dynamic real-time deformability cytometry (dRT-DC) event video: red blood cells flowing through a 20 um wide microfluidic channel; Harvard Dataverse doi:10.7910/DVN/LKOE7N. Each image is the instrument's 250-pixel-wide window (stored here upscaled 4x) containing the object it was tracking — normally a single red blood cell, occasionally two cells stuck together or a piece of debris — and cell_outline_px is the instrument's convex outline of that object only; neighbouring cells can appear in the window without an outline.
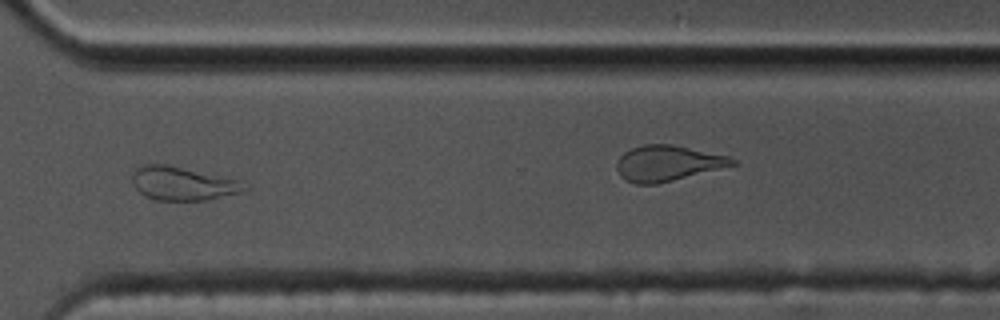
{"species": "common noctule bat (a hibernating species)", "species_latin": "Nyctalus noctula", "temperature_condition": "cold", "stored_images_in_passage": 40, "camera_frame_rate_fps": 3000, "um_per_image_px": 0.085, "animal": {"sex": "male", "body_mass_g": 17.5, "forearm_length_mm": 52.3}, "frame": {"image": 1, "passage_image": 34, "time_ms": 11.0, "image_size_px": [1000, 320], "cell_outline_px": [[252, 188], [240, 192], [208, 200], [156, 200], [144, 196], [136, 188], [132, 180], [132, 176], [136, 168], [144, 164], [168, 164], [244, 180]], "centroid_in_image_um": [15.62, 15.59], "position_along_channel_um": 355.0, "area_um2": 22.43}, "authors_computed_cell_mechanics": {"area_um2": 19.7676, "velocity_mm_per_s": 3.5192, "shape_relaxation_time_tau1_ms": null, "shape_relaxation_time_tau2_ms": 2.5532, "deformation_change_tau1": null, "deformation_change_tau2": 0.1174}}